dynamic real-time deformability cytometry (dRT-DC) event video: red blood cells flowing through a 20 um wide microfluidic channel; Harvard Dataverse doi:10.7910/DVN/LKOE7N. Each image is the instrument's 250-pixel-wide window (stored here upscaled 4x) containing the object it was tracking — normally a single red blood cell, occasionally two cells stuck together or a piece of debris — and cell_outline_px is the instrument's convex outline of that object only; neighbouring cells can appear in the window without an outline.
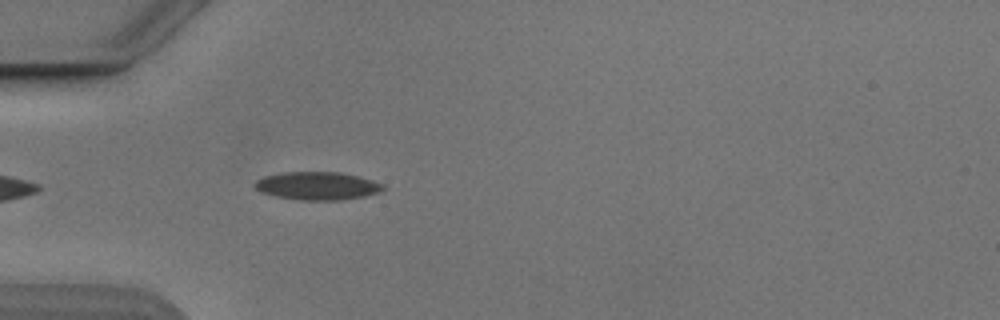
{"species": "Egyptian fruit bat (a non-hibernating species)", "species_latin": "Rousettus aegyptiacus", "temperature_condition": "cold", "stored_images_in_passage": 41, "camera_frame_rate_fps": 3000, "um_per_image_px": 0.085, "animal": {"sex": "male"}, "frame": {"image": 1, "passage_image": 4, "time_ms": 1.0, "image_size_px": [1000, 320], "cell_outline_px": [[384, 188], [380, 192], [364, 196], [340, 200], [300, 200], [276, 196], [260, 192], [252, 184], [256, 180], [264, 176], [280, 172], [340, 172], [372, 180], [384, 184]], "centroid_in_image_um": [26.94, 15.79], "position_along_channel_um": 58.1, "area_um2": 20.98}}
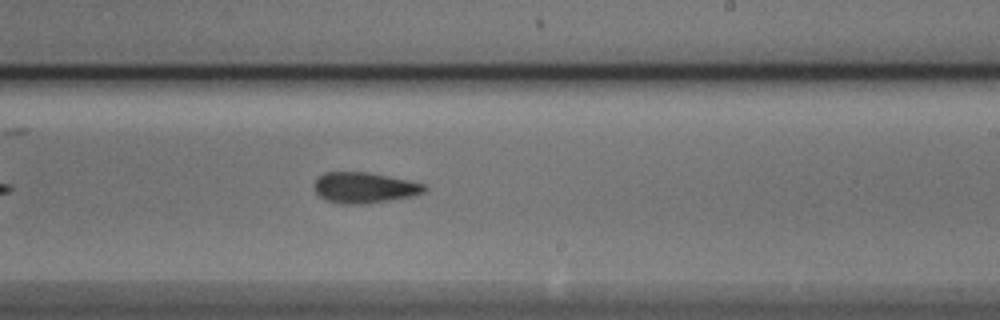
{"frame": {"image": 2, "passage_image": 20, "time_ms": 6.333, "image_size_px": [1000, 320], "cell_outline_px": [[428, 188], [424, 192], [416, 196], [368, 204], [344, 204], [324, 200], [316, 192], [316, 180], [324, 172], [368, 172], [408, 180], [424, 184]], "centroid_in_image_um": [31.02, 15.97], "position_along_channel_um": 258.0, "area_um2": 19.83}}
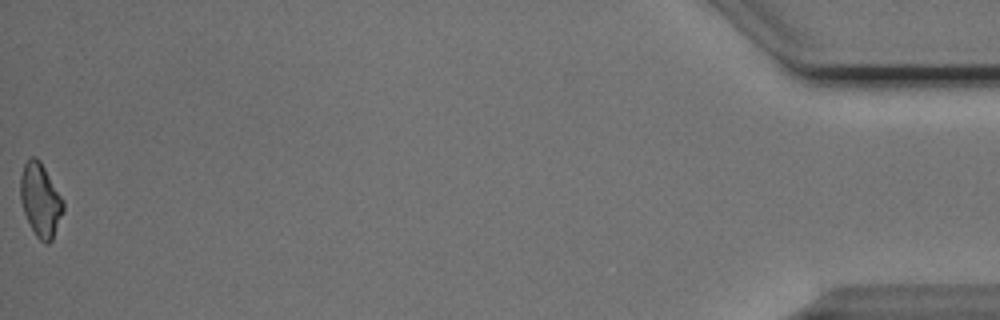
{"frame": {"image": 3, "passage_image": 41, "time_ms": 13.333, "image_size_px": [1000, 320], "cell_outline_px": [[64, 212], [52, 240], [48, 244], [44, 244], [36, 236], [24, 212], [20, 200], [20, 176], [24, 164], [32, 156], [36, 156], [40, 160], [64, 200]], "centroid_in_image_um": [3.45, 17.0], "position_along_channel_um": 431.7, "area_um2": 18.44}, "authors_computed_cell_mechanics": {"area_um2": 19.2474, "velocity_mm_per_s": 3.8641, "shape_relaxation_time_tau1_ms": 4.3176, "shape_relaxation_time_tau2_ms": 3.0882, "deformation_change_tau1": 0.1332, "deformation_change_tau2": 0.1119}}